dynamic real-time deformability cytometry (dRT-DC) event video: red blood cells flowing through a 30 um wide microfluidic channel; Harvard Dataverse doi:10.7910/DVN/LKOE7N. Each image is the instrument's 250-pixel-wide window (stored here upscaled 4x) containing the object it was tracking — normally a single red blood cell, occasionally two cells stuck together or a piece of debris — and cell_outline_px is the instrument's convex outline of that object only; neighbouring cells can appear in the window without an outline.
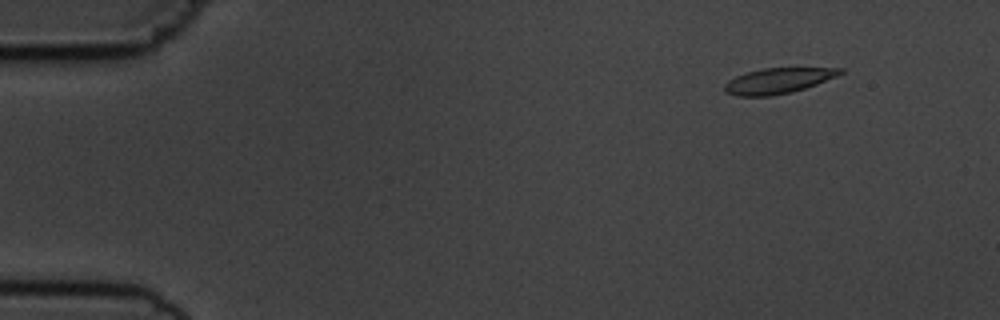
{"species": "common noctule bat (a hibernating species)", "species_latin": "Nyctalus noctula", "temperature_condition": "cold", "stored_images_in_passage": 6, "camera_frame_rate_fps": 3000, "um_per_image_px": 0.085, "animal": {"sex": "male", "body_mass_g": 19.5, "forearm_length_mm": 54.6}, "frame": {"image": 1, "passage_image": 2, "time_ms": 1.0, "image_size_px": [1000, 320], "cell_outline_px": [[844, 72], [836, 76], [816, 84], [792, 92], [768, 96], [736, 96], [724, 92], [724, 84], [728, 80], [736, 76], [748, 72], [764, 68], [844, 68]], "centroid_in_image_um": [66.1, 6.87], "position_along_channel_um": 18.9, "area_um2": 17.05}}
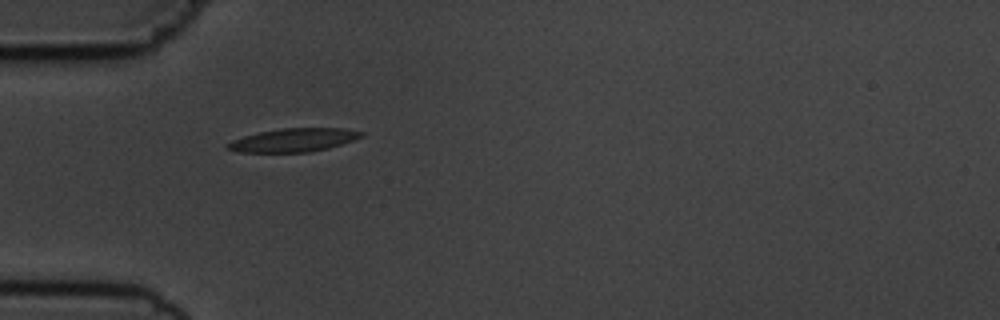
{"frame": {"image": 2, "passage_image": 5, "time_ms": 4.667, "image_size_px": [1000, 320], "cell_outline_px": [[364, 136], [328, 148], [308, 152], [240, 152], [224, 148], [224, 144], [232, 140], [244, 136], [260, 132], [280, 128], [344, 128], [364, 132]], "centroid_in_image_um": [24.92, 11.9], "position_along_channel_um": 60.1, "area_um2": 18.21}}
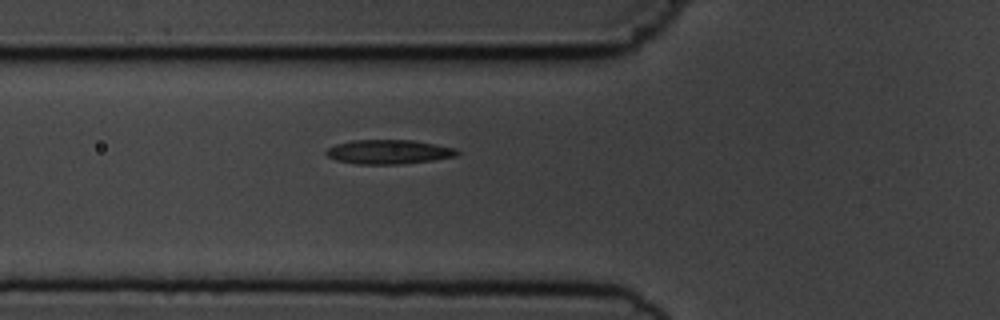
{"frame": {"image": 3, "passage_image": 6, "time_ms": 5.667, "image_size_px": [1000, 320], "cell_outline_px": [[460, 152], [456, 156], [432, 160], [400, 164], [356, 164], [336, 160], [328, 156], [324, 152], [328, 148], [336, 144], [352, 140], [412, 140], [436, 144], [456, 148]], "centroid_in_image_um": [33.04, 12.9], "position_along_channel_um": 92.8, "area_um2": 18.5}}